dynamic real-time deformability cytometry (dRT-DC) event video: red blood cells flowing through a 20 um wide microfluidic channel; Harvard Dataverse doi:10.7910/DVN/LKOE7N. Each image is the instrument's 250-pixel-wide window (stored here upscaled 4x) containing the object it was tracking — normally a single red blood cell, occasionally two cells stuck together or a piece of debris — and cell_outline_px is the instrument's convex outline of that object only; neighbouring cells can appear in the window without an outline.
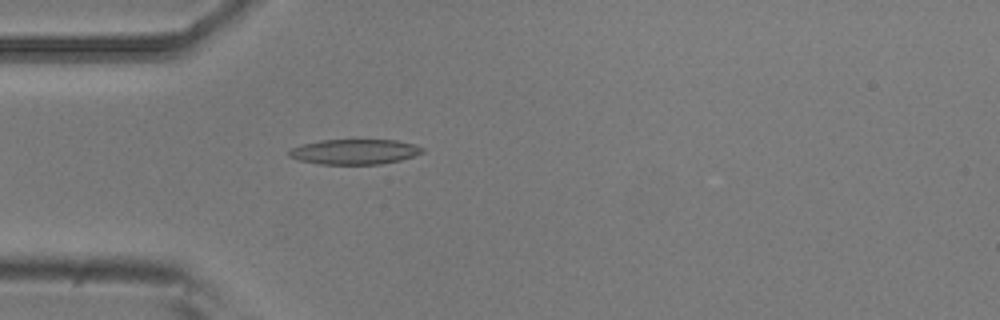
{"species": "common noctule bat (a hibernating species)", "species_latin": "Nyctalus noctula", "temperature_condition": "room temperature", "stored_images_in_passage": 5, "camera_frame_rate_fps": 3000, "um_per_image_px": 0.085, "animal": {"sex": "male", "body_mass_g": 20.5, "forearm_length_mm": 52.5}, "frame": {"image": 1, "passage_image": 5, "time_ms": 1.333, "image_size_px": [1000, 320], "cell_outline_px": [[424, 152], [400, 160], [380, 164], [320, 164], [300, 160], [288, 156], [288, 152], [292, 148], [304, 144], [320, 140], [396, 140], [412, 144], [424, 148]], "centroid_in_image_um": [30.14, 12.9], "position_along_channel_um": 54.9, "area_um2": 19.31}}